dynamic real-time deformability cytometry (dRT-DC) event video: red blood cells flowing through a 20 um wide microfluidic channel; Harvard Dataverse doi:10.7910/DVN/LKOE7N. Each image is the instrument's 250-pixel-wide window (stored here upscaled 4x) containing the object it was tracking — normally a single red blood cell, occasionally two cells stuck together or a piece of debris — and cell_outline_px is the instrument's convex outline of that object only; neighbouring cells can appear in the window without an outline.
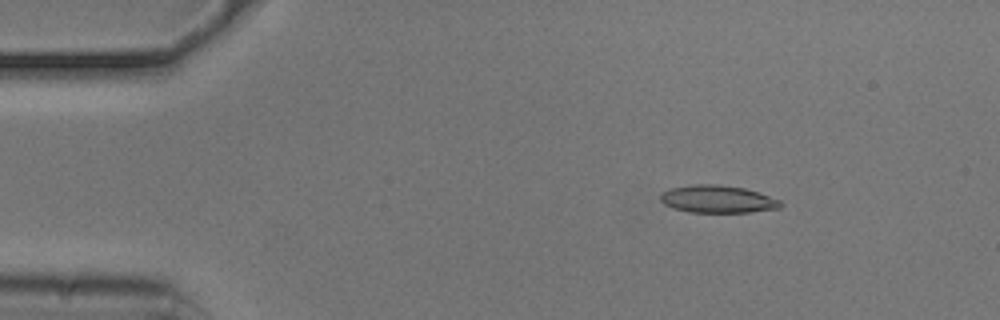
{"species": "common noctule bat (a hibernating species)", "species_latin": "Nyctalus noctula", "temperature_condition": "cold", "stored_images_in_passage": 54, "camera_frame_rate_fps": 3000, "um_per_image_px": 0.085, "animal": {"sex": "male", "body_mass_g": 20.5, "forearm_length_mm": 52.5}, "frame": {"image": 1, "passage_image": 8, "time_ms": 2.333, "image_size_px": [1000, 320], "cell_outline_px": [[784, 204], [780, 208], [748, 212], [688, 212], [672, 208], [664, 204], [660, 200], [660, 192], [668, 188], [692, 184], [720, 184], [744, 188], [780, 200]], "centroid_in_image_um": [60.94, 16.92], "position_along_channel_um": 24.1, "area_um2": 19.42}}
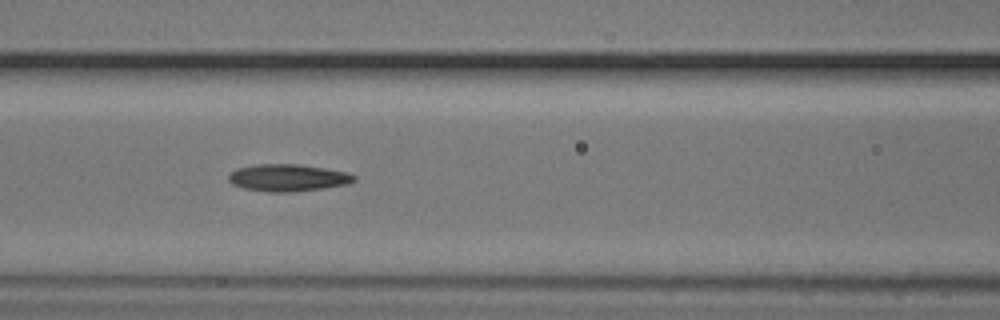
{"frame": {"image": 2, "passage_image": 23, "time_ms": 7.333, "image_size_px": [1000, 320], "cell_outline_px": [[356, 180], [348, 184], [324, 188], [292, 192], [268, 192], [244, 188], [232, 184], [228, 180], [228, 176], [236, 168], [252, 164], [300, 164], [348, 172], [356, 176]], "centroid_in_image_um": [24.47, 15.1], "position_along_channel_um": 142.1, "area_um2": 20.0}}
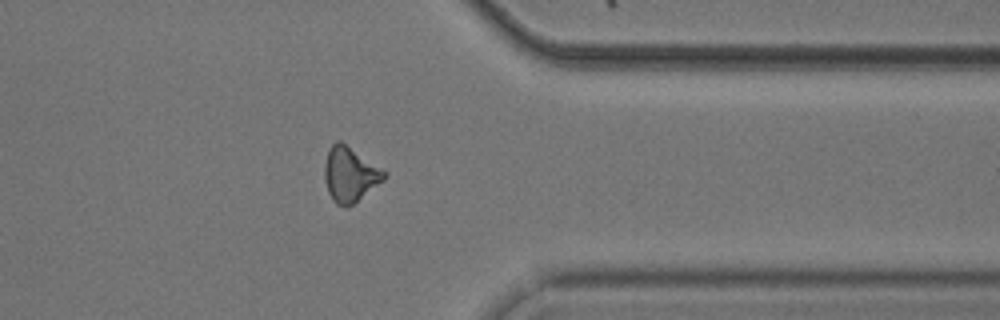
{"frame": {"image": 3, "passage_image": 43, "time_ms": 14.0, "image_size_px": [1000, 320], "cell_outline_px": [[388, 176], [384, 180], [352, 204], [344, 208], [336, 204], [332, 200], [328, 192], [324, 180], [324, 164], [328, 148], [336, 140], [340, 140], [388, 172]], "centroid_in_image_um": [29.73, 14.81], "position_along_channel_um": 381.7, "area_um2": 19.25}, "authors_computed_cell_mechanics": {"area_um2": 18.9584, "velocity_mm_per_s": 3.7296, "shape_relaxation_time_tau1_ms": 5.4748, "shape_relaxation_time_tau2_ms": null, "deformation_change_tau1": 0.1453, "deformation_change_tau2": null}}